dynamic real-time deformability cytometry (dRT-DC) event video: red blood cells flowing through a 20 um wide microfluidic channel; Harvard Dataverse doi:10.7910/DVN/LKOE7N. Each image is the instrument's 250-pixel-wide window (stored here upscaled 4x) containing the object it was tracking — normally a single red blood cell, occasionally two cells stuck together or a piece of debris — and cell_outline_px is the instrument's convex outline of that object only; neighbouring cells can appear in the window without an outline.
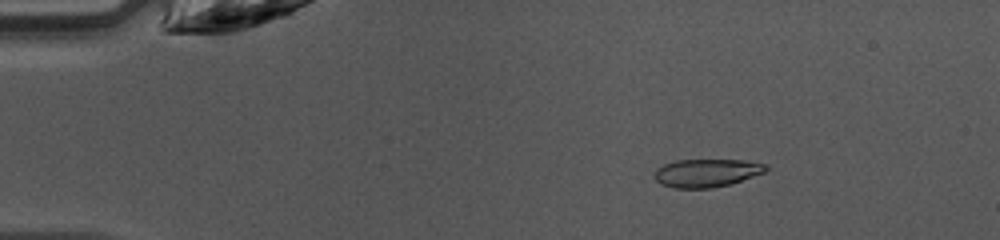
{"species": "common noctule bat (a hibernating species)", "species_latin": "Nyctalus noctula", "temperature_condition": "warm", "stored_images_in_passage": 47, "camera_frame_rate_fps": 3000, "um_per_image_px": 0.085, "animal": {"sex": "female", "body_mass_g": 10.0, "forearm_length_mm": 53.1}, "frame": {"image": 1, "passage_image": 8, "time_ms": 2.333, "image_size_px": [1000, 240], "cell_outline_px": [[768, 168], [764, 172], [728, 184], [712, 188], [672, 188], [660, 184], [652, 176], [656, 168], [664, 164], [676, 160], [744, 160], [768, 164]], "centroid_in_image_um": [60.0, 14.69], "position_along_channel_um": 25.0, "area_um2": 18.26}}
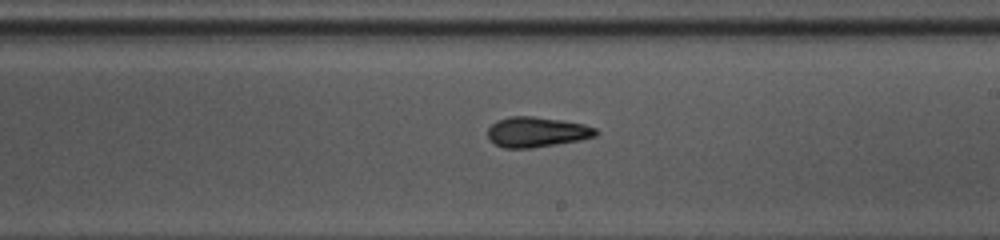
{"frame": {"image": 2, "passage_image": 28, "time_ms": 9.0, "image_size_px": [1000, 240], "cell_outline_px": [[600, 132], [596, 136], [580, 140], [532, 148], [504, 148], [488, 140], [488, 128], [496, 120], [512, 116], [532, 116], [560, 120], [584, 124], [596, 128]], "centroid_in_image_um": [45.62, 11.22], "position_along_channel_um": 243.4, "area_um2": 19.07}}
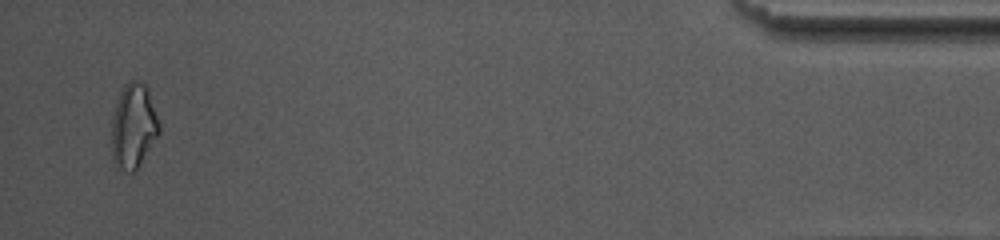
{"frame": {"image": 3, "passage_image": 46, "time_ms": 15.0, "image_size_px": [1000, 240], "cell_outline_px": [[160, 132], [140, 164], [132, 172], [124, 172], [116, 168], [112, 160], [112, 116], [120, 92], [124, 84], [128, 80], [136, 80], [144, 84], [148, 88], [160, 124]], "centroid_in_image_um": [11.33, 10.72], "position_along_channel_um": 423.9, "area_um2": 23.64}, "authors_computed_cell_mechanics": {"area_um2": 19.0162, "velocity_mm_per_s": 4.2561, "shape_relaxation_time_tau1_ms": 6.8476, "shape_relaxation_time_tau2_ms": 3.2189, "deformation_change_tau1": 0.1494, "deformation_change_tau2": 0.0873}}